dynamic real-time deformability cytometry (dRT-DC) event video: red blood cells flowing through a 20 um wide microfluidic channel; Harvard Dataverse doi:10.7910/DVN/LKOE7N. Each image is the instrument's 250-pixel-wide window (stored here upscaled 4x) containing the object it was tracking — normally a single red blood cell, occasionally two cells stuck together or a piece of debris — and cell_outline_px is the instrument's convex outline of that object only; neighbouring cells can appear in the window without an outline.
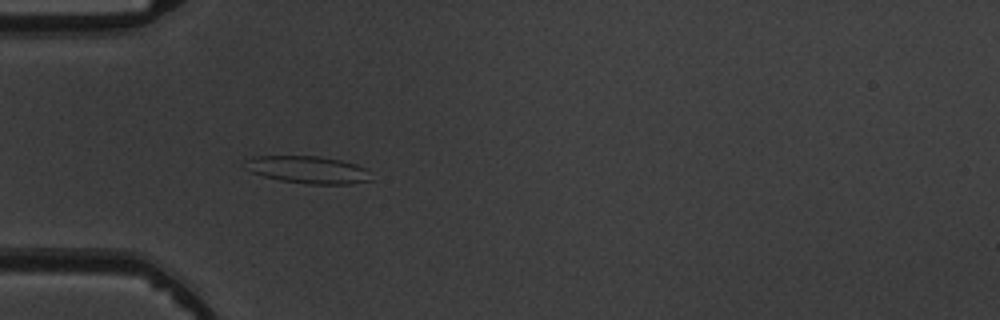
{"species": "common noctule bat (a hibernating species)", "species_latin": "Nyctalus noctula", "temperature_condition": "warm", "stored_images_in_passage": 4, "camera_frame_rate_fps": 3000, "um_per_image_px": 0.085, "animal": {"sex": "male", "body_mass_g": 19.5, "forearm_length_mm": 54.6}, "frame": {"image": 1, "passage_image": 4, "time_ms": 4.333, "image_size_px": [1000, 320], "cell_outline_px": [[372, 180], [352, 184], [308, 184], [280, 180], [264, 176], [252, 172], [244, 168], [244, 160], [252, 156], [320, 156], [340, 160], [356, 164], [364, 168]], "centroid_in_image_um": [26.13, 14.42], "position_along_channel_um": 58.9, "area_um2": 20.11}}